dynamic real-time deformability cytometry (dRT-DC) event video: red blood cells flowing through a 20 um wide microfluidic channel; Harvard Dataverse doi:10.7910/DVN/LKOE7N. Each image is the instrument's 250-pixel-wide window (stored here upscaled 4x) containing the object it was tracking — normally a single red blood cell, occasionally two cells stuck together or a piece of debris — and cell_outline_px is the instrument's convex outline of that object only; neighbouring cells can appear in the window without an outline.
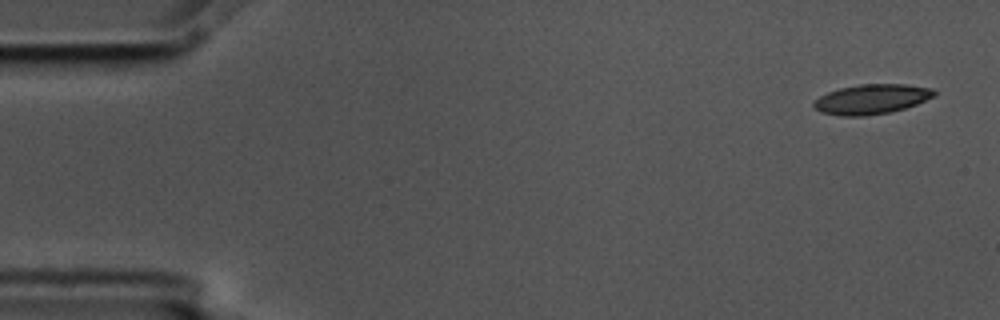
{"species": "common noctule bat (a hibernating species)", "species_latin": "Nyctalus noctula", "temperature_condition": "cold", "stored_images_in_passage": 5, "camera_frame_rate_fps": 3000, "um_per_image_px": 0.085, "animal": {"sex": "male", "body_mass_g": 17.5, "forearm_length_mm": 52.3}, "frame": {"image": 1, "passage_image": 1, "time_ms": 0.0, "image_size_px": [1000, 320], "cell_outline_px": [[936, 96], [916, 104], [892, 112], [864, 116], [840, 116], [820, 112], [812, 104], [820, 96], [828, 92], [840, 88], [860, 84], [908, 84], [932, 88], [936, 92]], "centroid_in_image_um": [74.11, 8.43], "position_along_channel_um": 10.9, "area_um2": 20.98}}
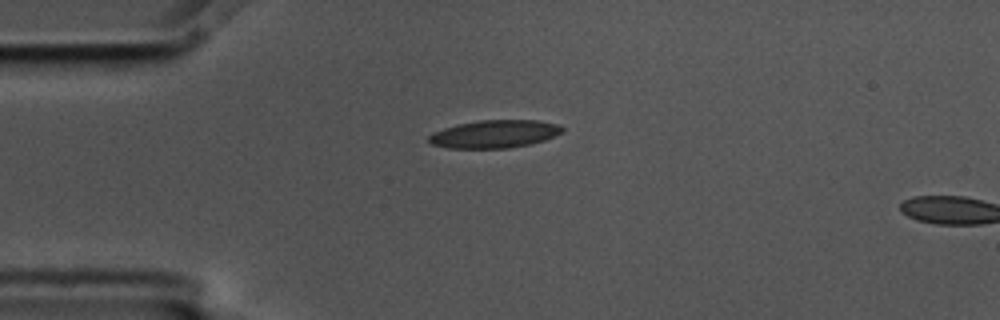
{"frame": {"image": 2, "passage_image": 4, "time_ms": 1.0, "image_size_px": [1000, 320], "cell_outline_px": [[564, 132], [544, 140], [528, 144], [508, 148], [448, 148], [432, 144], [428, 140], [428, 136], [432, 132], [444, 128], [460, 124], [480, 120], [536, 120], [560, 124], [564, 128]], "centroid_in_image_um": [42.05, 11.38], "position_along_channel_um": 42.9, "area_um2": 21.62}}